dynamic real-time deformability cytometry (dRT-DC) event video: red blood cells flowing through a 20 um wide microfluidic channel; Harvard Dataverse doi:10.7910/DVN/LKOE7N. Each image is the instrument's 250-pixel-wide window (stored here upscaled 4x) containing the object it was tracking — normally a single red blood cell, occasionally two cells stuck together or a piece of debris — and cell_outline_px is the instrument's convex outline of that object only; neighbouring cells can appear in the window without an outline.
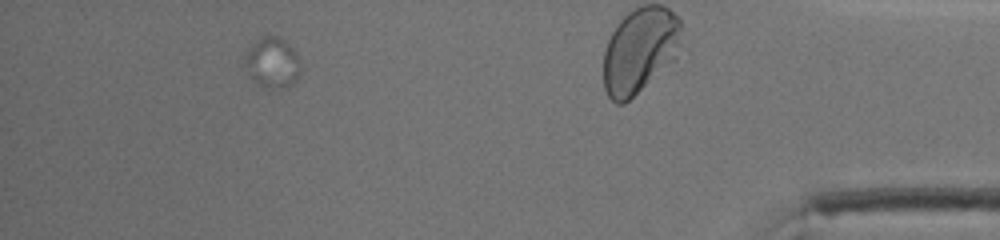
{"species": "human", "species_latin": "Homo sapiens", "temperature_condition": "cold", "stored_images_in_passage": 37, "segment_of_instrument_passage": [2, 2], "camera_frame_rate_fps": 3000, "um_per_image_px": 0.085, "donor": {"sex": "male"}, "frame": {"image": 1, "passage_image": 32, "time_ms": 10.333, "image_size_px": [1000, 240], "cell_outline_px": [[300, 72], [296, 80], [284, 88], [268, 88], [252, 80], [244, 64], [244, 56], [248, 48], [256, 40], [264, 36], [276, 36], [284, 40], [296, 52], [300, 60]], "centroid_in_image_um": [23.14, 5.32], "position_along_channel_um": 412.1, "area_um2": 16.36}}